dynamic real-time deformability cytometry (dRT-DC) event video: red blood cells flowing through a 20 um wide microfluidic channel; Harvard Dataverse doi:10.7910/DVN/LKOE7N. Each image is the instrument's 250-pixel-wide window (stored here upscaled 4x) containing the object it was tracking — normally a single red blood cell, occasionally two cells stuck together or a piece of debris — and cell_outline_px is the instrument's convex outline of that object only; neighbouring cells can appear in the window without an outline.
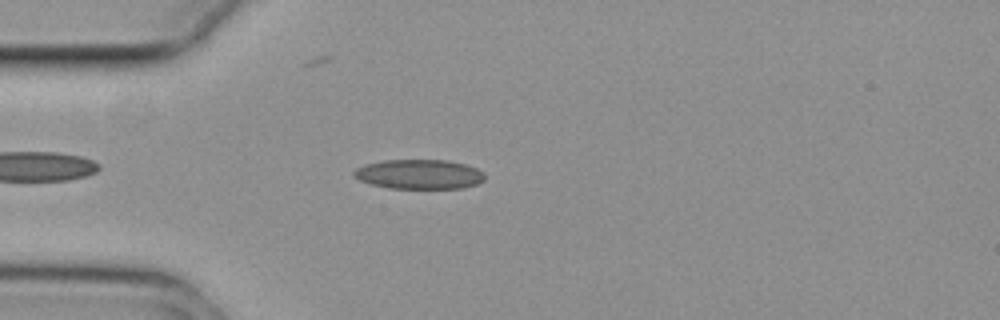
{"species": "common noctule bat (a hibernating species)", "species_latin": "Nyctalus noctula", "temperature_condition": "cold", "stored_images_in_passage": 38, "camera_frame_rate_fps": 3000, "um_per_image_px": 0.085, "animal": {"sex": "female", "body_mass_g": 29.2, "forearm_length_mm": 56.3}, "frame": {"image": 1, "passage_image": 5, "time_ms": 1.333, "image_size_px": [1000, 320], "cell_outline_px": [[484, 180], [476, 184], [464, 188], [388, 188], [372, 184], [360, 180], [352, 172], [356, 168], [364, 164], [384, 160], [448, 160], [464, 164], [476, 168], [484, 172]], "centroid_in_image_um": [35.64, 14.8], "position_along_channel_um": 49.4, "area_um2": 22.48}}
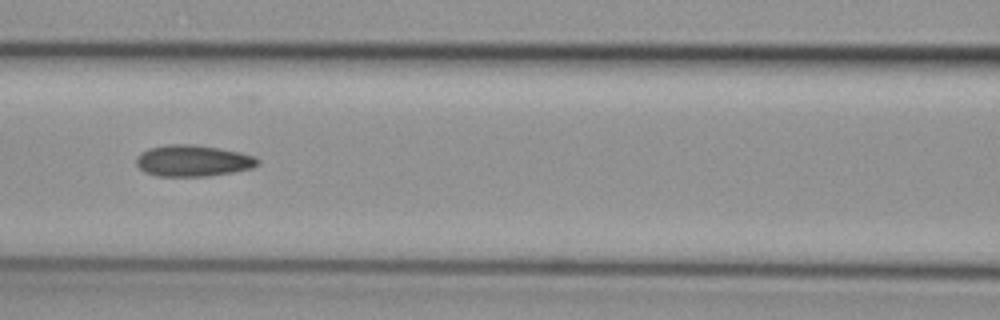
{"frame": {"image": 2, "passage_image": 14, "time_ms": 4.333, "image_size_px": [1000, 320], "cell_outline_px": [[260, 164], [252, 168], [232, 172], [208, 176], [156, 176], [144, 172], [136, 164], [136, 156], [140, 152], [148, 148], [168, 144], [192, 144], [240, 152], [256, 156], [260, 160]], "centroid_in_image_um": [16.39, 13.66], "position_along_channel_um": 150.2, "area_um2": 22.37}}
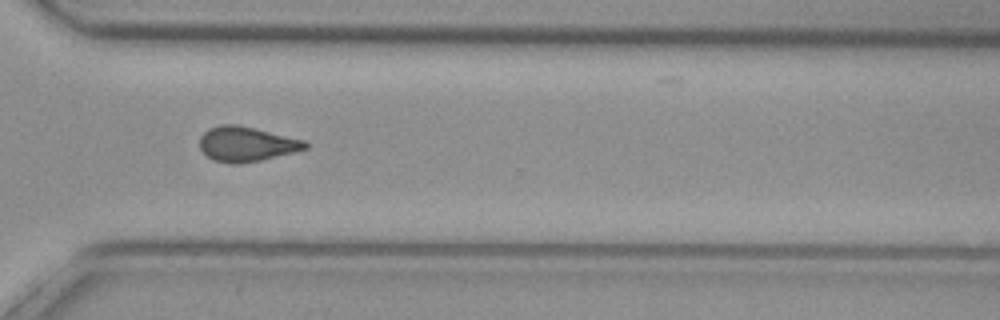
{"frame": {"image": 3, "passage_image": 30, "time_ms": 9.667, "image_size_px": [1000, 320], "cell_outline_px": [[308, 148], [260, 160], [240, 164], [228, 164], [212, 160], [200, 148], [200, 136], [208, 128], [220, 124], [236, 124], [304, 140], [308, 144]], "centroid_in_image_um": [20.9, 12.25], "position_along_channel_um": 349.7, "area_um2": 21.27}, "authors_computed_cell_mechanics": {"area_um2": 21.5016, "velocity_mm_per_s": 3.7451, "shape_relaxation_time_tau1_ms": null, "shape_relaxation_time_tau2_ms": 3.017, "deformation_change_tau1": null, "deformation_change_tau2": 0.1114}}